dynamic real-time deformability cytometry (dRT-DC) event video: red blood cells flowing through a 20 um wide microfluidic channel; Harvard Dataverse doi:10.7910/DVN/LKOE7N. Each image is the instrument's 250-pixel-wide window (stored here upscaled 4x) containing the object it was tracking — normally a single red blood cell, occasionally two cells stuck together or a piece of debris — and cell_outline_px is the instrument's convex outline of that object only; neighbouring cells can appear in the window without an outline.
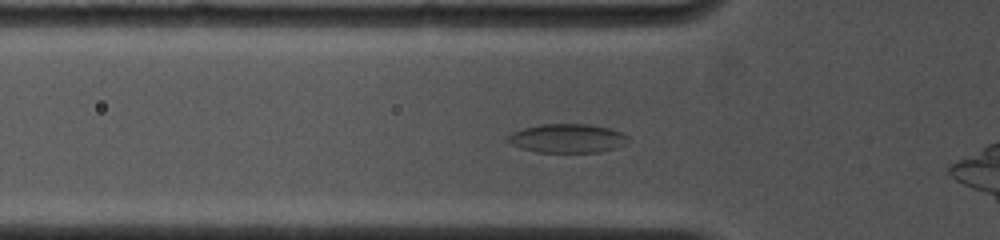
{"species": "common noctule bat (a hibernating species)", "species_latin": "Nyctalus noctula", "temperature_condition": "cold", "stored_images_in_passage": 54, "camera_frame_rate_fps": 4500, "um_per_image_px": 0.085, "animal": {"sex": "female", "body_mass_g": 19.0, "forearm_length_mm": 53.3}, "frame": {"image": 1, "passage_image": 10, "time_ms": 2.667, "image_size_px": [1000, 240], "cell_outline_px": [[628, 144], [616, 148], [600, 152], [536, 152], [520, 148], [504, 140], [504, 136], [512, 132], [524, 128], [540, 124], [588, 124], [608, 128], [620, 132], [628, 136]], "centroid_in_image_um": [48.19, 11.76], "position_along_channel_um": 77.6, "area_um2": 20.46}}
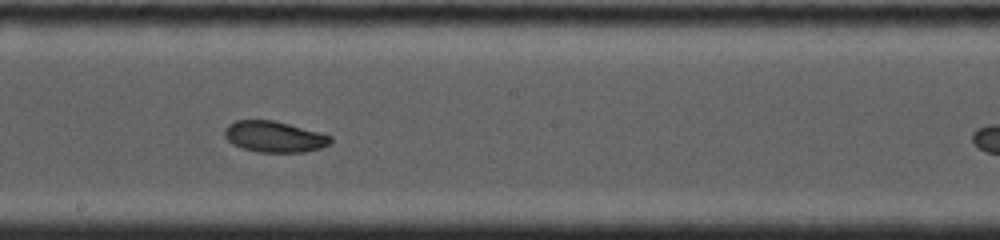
{"frame": {"image": 2, "passage_image": 23, "time_ms": 6.444, "image_size_px": [1000, 240], "cell_outline_px": [[332, 140], [328, 144], [320, 148], [304, 152], [260, 152], [240, 148], [232, 144], [224, 136], [224, 128], [228, 124], [236, 120], [272, 120], [320, 132], [332, 136]], "centroid_in_image_um": [23.28, 11.62], "position_along_channel_um": 224.9, "area_um2": 19.19}}
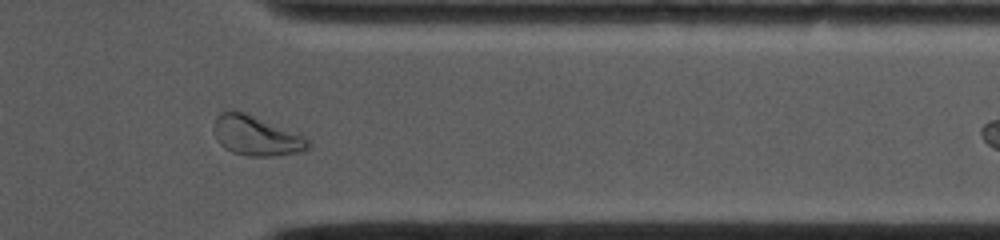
{"frame": {"image": 3, "passage_image": 40, "time_ms": 10.667, "image_size_px": [1000, 240], "cell_outline_px": [[312, 144], [304, 152], [272, 156], [248, 156], [232, 152], [224, 148], [220, 144], [212, 128], [212, 124], [216, 116], [220, 112], [248, 112], [304, 136]], "centroid_in_image_um": [21.78, 11.54], "position_along_channel_um": 389.6, "area_um2": 22.08}, "authors_computed_cell_mechanics": {"area_um2": 20.4034, "velocity_mm_per_s": 3.8971, "shape_relaxation_time_tau1_ms": 9.6607, "shape_relaxation_time_tau2_ms": 9.8199, "deformation_change_tau1": 0.1674, "deformation_change_tau2": 0.1386}}